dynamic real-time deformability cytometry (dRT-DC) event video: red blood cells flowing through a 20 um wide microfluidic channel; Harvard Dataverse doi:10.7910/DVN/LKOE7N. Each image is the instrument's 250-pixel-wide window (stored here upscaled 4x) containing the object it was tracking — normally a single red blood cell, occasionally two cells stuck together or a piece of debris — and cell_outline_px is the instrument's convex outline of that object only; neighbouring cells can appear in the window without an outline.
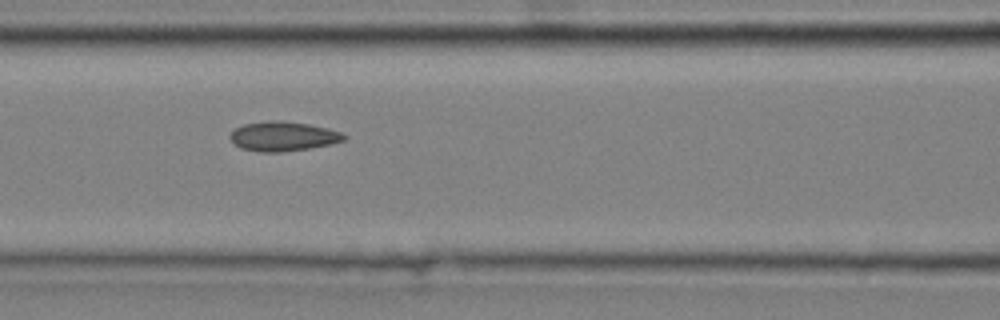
{"species": "common noctule bat (a hibernating species)", "species_latin": "Nyctalus noctula", "temperature_condition": "cold", "stored_images_in_passage": 9, "camera_frame_rate_fps": 3000, "um_per_image_px": 0.085, "animal": {"sex": "male", "body_mass_g": 20.4}, "frame": {"image": 1, "passage_image": 6, "time_ms": 1.667, "image_size_px": [1000, 320], "cell_outline_px": [[348, 136], [344, 140], [328, 144], [308, 148], [284, 152], [260, 152], [240, 148], [228, 136], [236, 128], [244, 124], [268, 120], [280, 120], [308, 124], [328, 128], [340, 132]], "centroid_in_image_um": [24.05, 11.58], "position_along_channel_um": 142.6, "area_um2": 19.48}}
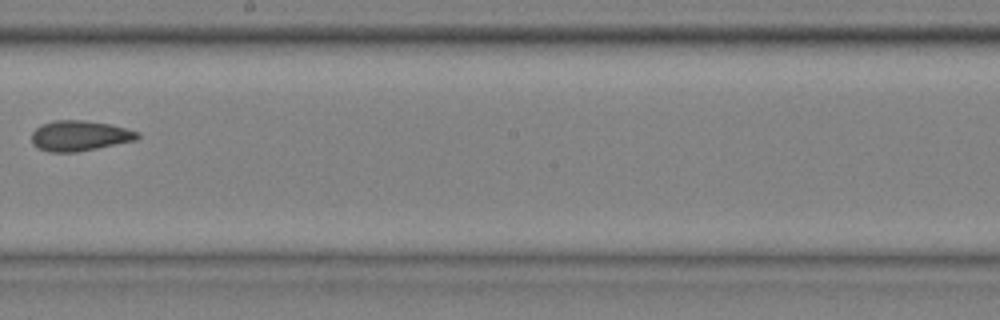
{"frame": {"image": 2, "passage_image": 8, "time_ms": 2.333, "image_size_px": [1000, 320], "cell_outline_px": [[140, 136], [136, 140], [76, 152], [48, 152], [32, 144], [32, 132], [40, 124], [56, 120], [84, 120], [108, 124], [140, 132]], "centroid_in_image_um": [6.74, 11.53], "position_along_channel_um": 241.5, "area_um2": 18.61}}
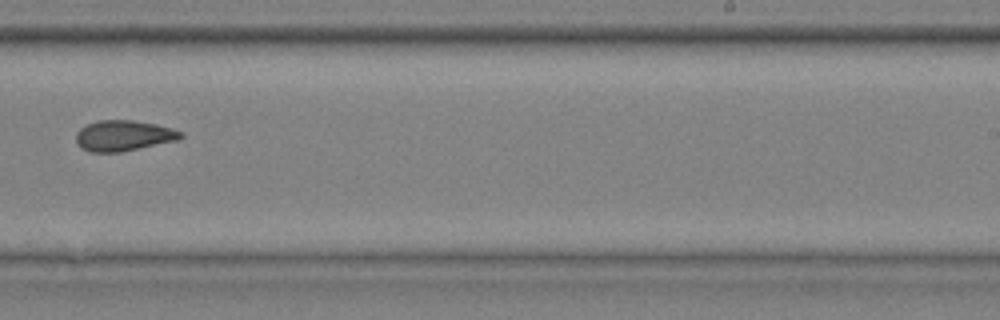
{"frame": {"image": 3, "passage_image": 9, "time_ms": 2.667, "image_size_px": [1000, 320], "cell_outline_px": [[184, 136], [180, 140], [120, 152], [92, 152], [80, 148], [76, 144], [76, 132], [80, 128], [88, 124], [100, 120], [132, 120], [156, 124], [172, 128], [184, 132]], "centroid_in_image_um": [10.53, 11.53], "position_along_channel_um": 278.5, "area_um2": 18.9}}